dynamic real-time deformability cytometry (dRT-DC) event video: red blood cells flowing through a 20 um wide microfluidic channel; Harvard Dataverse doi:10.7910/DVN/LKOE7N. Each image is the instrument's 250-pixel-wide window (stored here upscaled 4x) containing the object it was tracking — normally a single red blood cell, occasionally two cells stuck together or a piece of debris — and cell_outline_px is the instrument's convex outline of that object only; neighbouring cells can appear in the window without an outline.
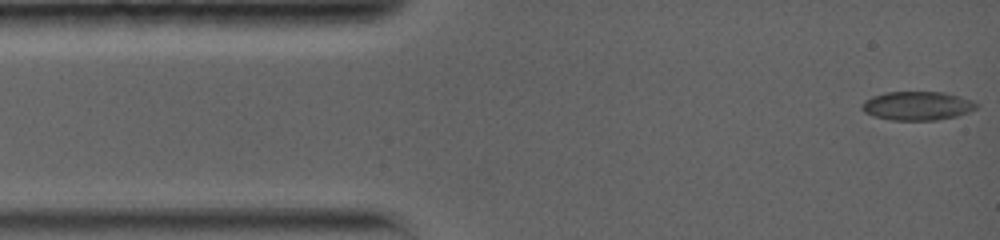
{"species": "common noctule bat (a hibernating species)", "species_latin": "Nyctalus noctula", "temperature_condition": "warm", "stored_images_in_passage": 35, "camera_frame_rate_fps": 5000, "um_per_image_px": 0.085, "animal": {"sex": "female", "body_mass_g": 19.0, "forearm_length_mm": 56.7}, "frame": {"image": 1, "passage_image": 1, "time_ms": 0.0, "image_size_px": [1000, 240], "cell_outline_px": [[980, 104], [976, 108], [968, 112], [956, 116], [936, 120], [892, 120], [872, 116], [864, 112], [860, 108], [860, 104], [864, 100], [872, 96], [884, 92], [944, 92], [960, 96], [972, 100]], "centroid_in_image_um": [77.94, 8.99], "position_along_channel_um": 7.1, "area_um2": 19.42}}
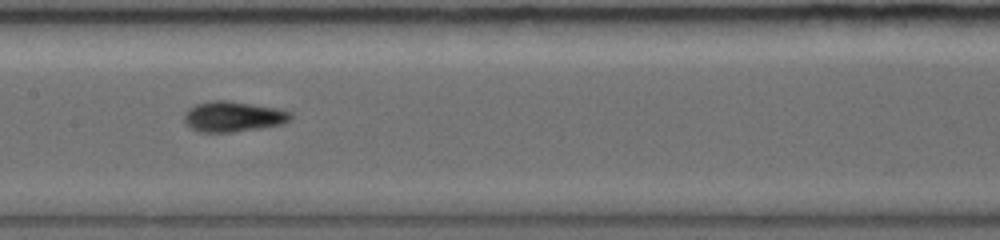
{"frame": {"image": 2, "passage_image": 16, "time_ms": 6.6, "image_size_px": [1000, 240], "cell_outline_px": [[292, 116], [284, 124], [260, 128], [232, 132], [200, 132], [192, 128], [184, 120], [184, 112], [188, 108], [196, 104], [212, 100], [228, 100], [284, 108], [292, 112]], "centroid_in_image_um": [19.87, 9.89], "position_along_channel_um": 187.5, "area_um2": 19.19}}
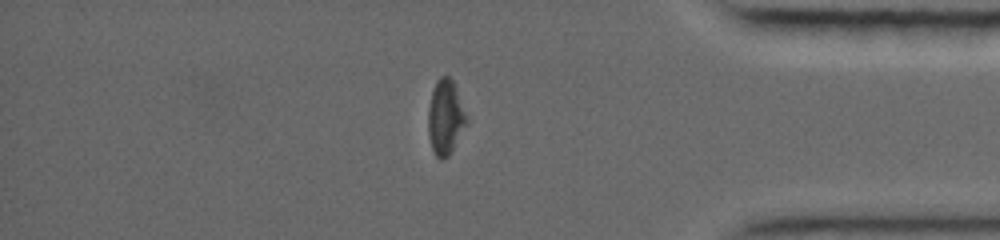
{"frame": {"image": 3, "passage_image": 30, "time_ms": 12.6, "image_size_px": [1000, 240], "cell_outline_px": [[468, 120], [448, 156], [444, 160], [440, 160], [436, 156], [432, 148], [428, 132], [428, 108], [432, 92], [436, 80], [440, 76], [448, 76], [452, 80], [456, 88], [468, 116]], "centroid_in_image_um": [37.85, 9.95], "position_along_channel_um": 397.3, "area_um2": 16.59}, "authors_computed_cell_mechanics": {"area_um2": 18.0914, "velocity_mm_per_s": 3.85, "shape_relaxation_time_tau1_ms": 3.7125, "shape_relaxation_time_tau2_ms": 4.3296, "deformation_change_tau1": 0.1658, "deformation_change_tau2": 0.0982}}